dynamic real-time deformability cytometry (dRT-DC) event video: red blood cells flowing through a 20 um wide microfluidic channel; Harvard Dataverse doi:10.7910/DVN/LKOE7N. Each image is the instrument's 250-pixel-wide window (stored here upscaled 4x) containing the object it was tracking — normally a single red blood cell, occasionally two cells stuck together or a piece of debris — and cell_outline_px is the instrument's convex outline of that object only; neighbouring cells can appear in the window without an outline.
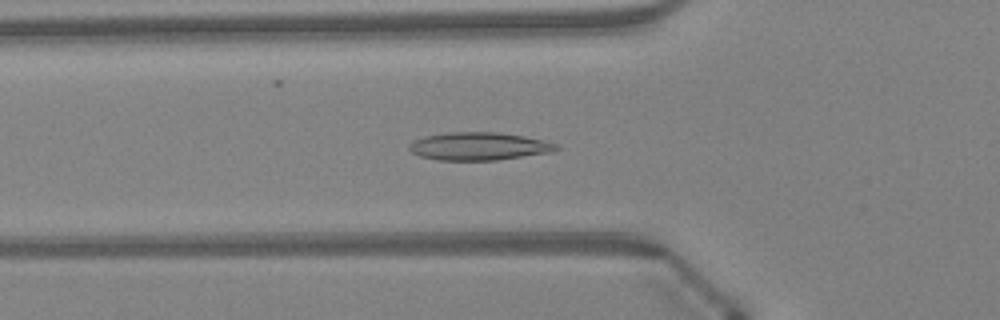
{"species": "Egyptian fruit bat (a non-hibernating species)", "species_latin": "Rousettus aegyptiacus", "temperature_condition": "warm", "stored_images_in_passage": 47, "camera_frame_rate_fps": 3000, "um_per_image_px": 0.085, "animal": {"sex": "female"}, "frame": {"image": 1, "passage_image": 17, "time_ms": 5.333, "image_size_px": [1000, 320], "cell_outline_px": [[560, 148], [552, 152], [496, 160], [440, 160], [420, 156], [412, 152], [408, 148], [408, 144], [412, 140], [424, 136], [448, 132], [496, 132], [524, 136], [556, 144]], "centroid_in_image_um": [40.65, 12.43], "position_along_channel_um": 85.1, "area_um2": 23.81}}
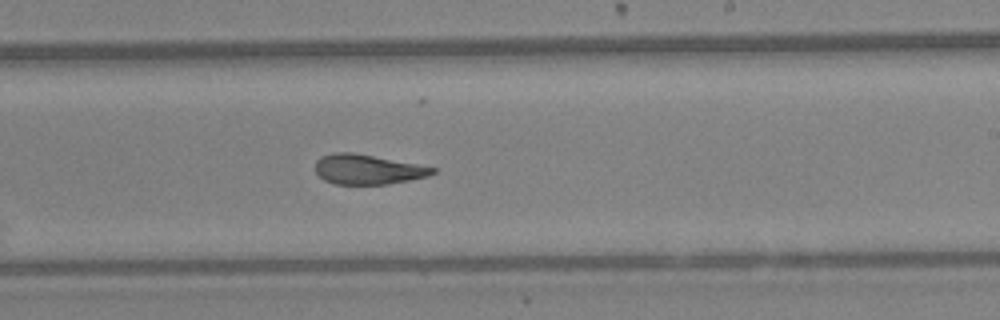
{"frame": {"image": 2, "passage_image": 29, "time_ms": 9.333, "image_size_px": [1000, 320], "cell_outline_px": [[436, 172], [428, 176], [388, 184], [336, 184], [324, 180], [316, 172], [316, 160], [320, 156], [336, 152], [352, 152], [416, 164], [436, 168]], "centroid_in_image_um": [31.22, 14.4], "position_along_channel_um": 257.8, "area_um2": 20.17}}
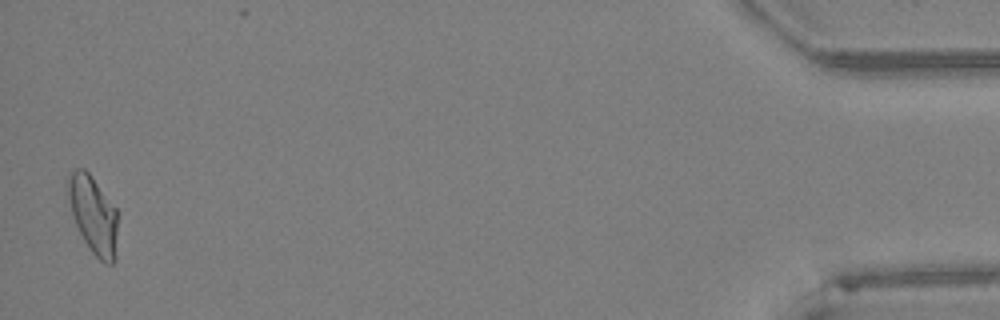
{"frame": {"image": 3, "passage_image": 47, "time_ms": 15.333, "image_size_px": [1000, 320], "cell_outline_px": [[116, 260], [112, 264], [104, 264], [88, 248], [72, 216], [64, 184], [68, 176], [76, 168], [84, 168], [88, 172], [116, 208]], "centroid_in_image_um": [7.89, 18.24], "position_along_channel_um": 427.3, "area_um2": 22.6}, "authors_computed_cell_mechanics": {"area_um2": 22.1374, "velocity_mm_per_s": 4.3249, "shape_relaxation_time_tau1_ms": null, "shape_relaxation_time_tau2_ms": 1.5266, "deformation_change_tau1": null, "deformation_change_tau2": 0.08}}